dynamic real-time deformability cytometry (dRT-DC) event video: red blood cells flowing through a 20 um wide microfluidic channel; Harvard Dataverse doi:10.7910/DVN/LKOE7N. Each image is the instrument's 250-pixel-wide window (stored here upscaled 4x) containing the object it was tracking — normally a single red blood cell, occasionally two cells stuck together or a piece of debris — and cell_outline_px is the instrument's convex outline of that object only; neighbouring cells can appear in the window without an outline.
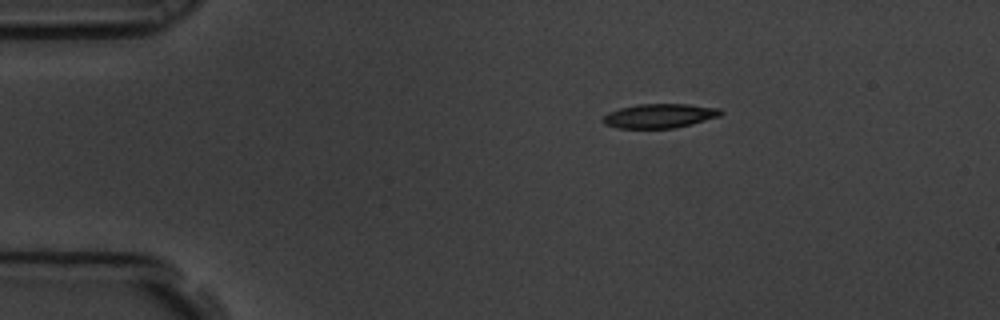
{"species": "common noctule bat (a hibernating species)", "species_latin": "Nyctalus noctula", "temperature_condition": "room temperature", "stored_images_in_passage": 3, "camera_frame_rate_fps": 3000, "um_per_image_px": 0.085, "animal": {"sex": "male", "body_mass_g": 19.5, "forearm_length_mm": 54.6}, "frame": {"image": 1, "passage_image": 1, "time_ms": 0.0, "image_size_px": [1000, 320], "cell_outline_px": [[724, 112], [720, 116], [692, 124], [672, 128], [616, 128], [604, 124], [600, 120], [608, 112], [620, 108], [636, 104], [688, 104], [720, 108]], "centroid_in_image_um": [56.05, 9.84], "position_along_channel_um": 29.0, "area_um2": 16.76}}